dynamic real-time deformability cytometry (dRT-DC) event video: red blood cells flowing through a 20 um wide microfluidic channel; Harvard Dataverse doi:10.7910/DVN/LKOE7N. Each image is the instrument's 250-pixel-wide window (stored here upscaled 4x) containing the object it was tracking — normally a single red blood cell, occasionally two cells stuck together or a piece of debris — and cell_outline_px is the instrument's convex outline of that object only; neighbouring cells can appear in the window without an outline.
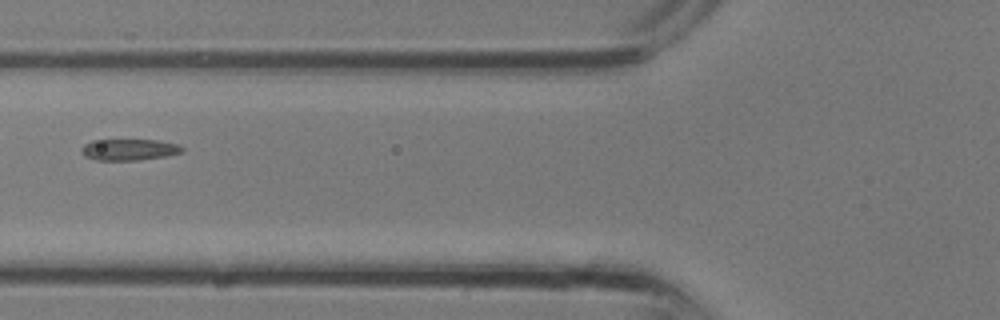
{"species": "common noctule bat (a hibernating species)", "species_latin": "Nyctalus noctula", "temperature_condition": "room temperature", "stored_images_in_passage": 28, "segment_of_instrument_passage": [2, 2], "camera_frame_rate_fps": 3000, "um_per_image_px": 0.085, "animal": {"sex": "male", "body_mass_g": 13.3}, "frame": {"image": 1, "passage_image": 8, "time_ms": 2.333, "image_size_px": [1000, 320], "cell_outline_px": [[184, 152], [168, 156], [140, 160], [96, 160], [84, 156], [80, 152], [80, 148], [84, 144], [92, 140], [156, 140], [180, 144], [184, 148]], "centroid_in_image_um": [10.99, 12.72], "position_along_channel_um": 114.8, "area_um2": 12.77}}
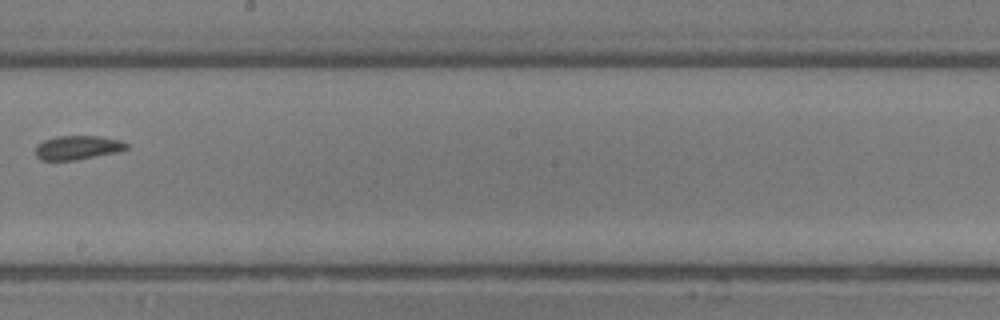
{"frame": {"image": 2, "passage_image": 14, "time_ms": 4.333, "image_size_px": [1000, 320], "cell_outline_px": [[128, 148], [120, 152], [76, 160], [40, 160], [36, 156], [36, 144], [44, 140], [56, 136], [100, 136], [120, 140], [128, 144]], "centroid_in_image_um": [6.61, 12.54], "position_along_channel_um": 241.6, "area_um2": 12.89}}
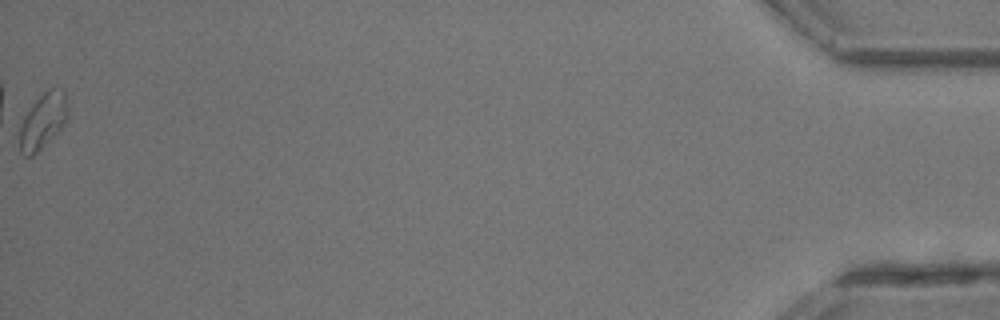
{"frame": {"image": 3, "passage_image": 28, "time_ms": 9.0, "image_size_px": [1000, 320], "cell_outline_px": [[68, 120], [32, 156], [24, 156], [20, 152], [20, 128], [24, 116], [32, 104], [48, 88], [64, 88], [68, 104]], "centroid_in_image_um": [3.68, 10.23], "position_along_channel_um": 431.5, "area_um2": 15.43}}